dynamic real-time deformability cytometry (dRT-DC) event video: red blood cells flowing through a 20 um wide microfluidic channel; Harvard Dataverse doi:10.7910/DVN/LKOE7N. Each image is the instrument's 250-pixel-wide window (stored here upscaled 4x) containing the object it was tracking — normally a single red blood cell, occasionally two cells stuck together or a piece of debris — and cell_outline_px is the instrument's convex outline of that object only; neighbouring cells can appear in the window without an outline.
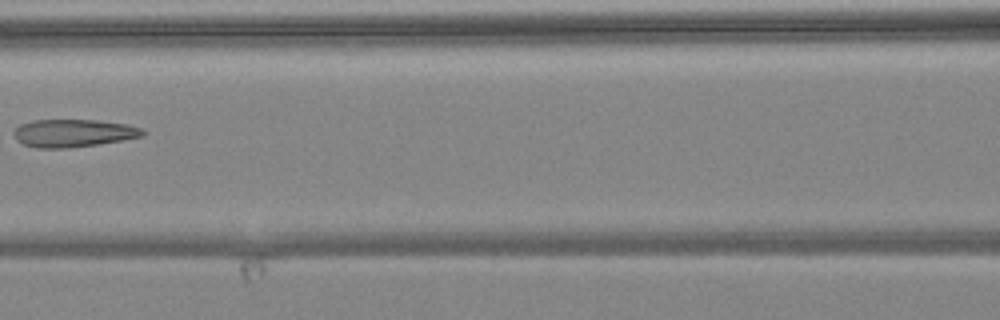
{"species": "common noctule bat (a hibernating species)", "species_latin": "Nyctalus noctula", "temperature_condition": "warm", "stored_images_in_passage": 6, "camera_frame_rate_fps": 3000, "um_per_image_px": 0.085, "animal": {"sex": "female", "body_mass_g": 24.6, "forearm_length_mm": 56.2}, "frame": {"image": 1, "passage_image": 6, "time_ms": 6.0, "image_size_px": [1000, 320], "cell_outline_px": [[148, 132], [144, 136], [96, 144], [68, 148], [36, 148], [24, 144], [16, 140], [12, 132], [12, 128], [20, 124], [32, 120], [96, 120], [128, 124], [140, 128]], "centroid_in_image_um": [6.19, 11.31], "position_along_channel_um": 160.4, "area_um2": 20.98}}